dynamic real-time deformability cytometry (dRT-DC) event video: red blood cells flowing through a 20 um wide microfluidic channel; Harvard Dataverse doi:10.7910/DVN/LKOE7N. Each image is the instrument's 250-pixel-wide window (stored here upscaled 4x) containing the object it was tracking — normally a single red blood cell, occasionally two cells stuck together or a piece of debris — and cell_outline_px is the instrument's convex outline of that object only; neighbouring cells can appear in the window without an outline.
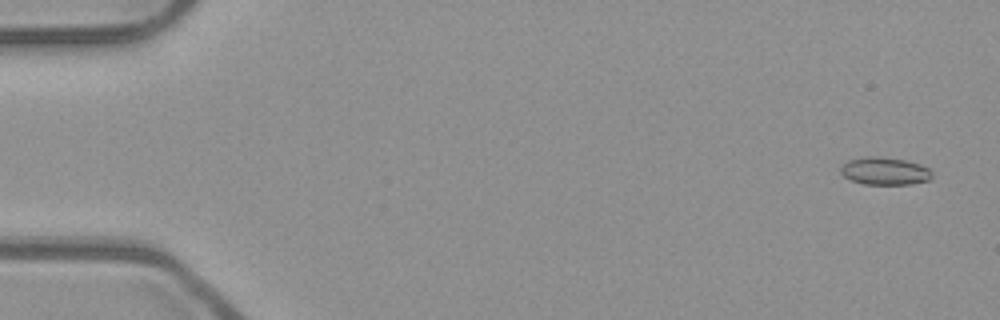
{"species": "common noctule bat (a hibernating species)", "species_latin": "Nyctalus noctula", "temperature_condition": "room temperature", "stored_images_in_passage": 53, "camera_frame_rate_fps": 3000, "um_per_image_px": 0.085, "animal": {"sex": "male", "body_mass_g": 23.1, "forearm_length_mm": 52.7}, "frame": {"image": 1, "passage_image": 3, "time_ms": 0.667, "image_size_px": [1000, 320], "cell_outline_px": [[932, 176], [928, 180], [912, 184], [864, 184], [852, 180], [844, 176], [840, 172], [840, 168], [848, 160], [864, 156], [880, 156], [904, 160], [920, 164], [928, 168], [932, 172]], "centroid_in_image_um": [75.2, 14.53], "position_along_channel_um": 9.8, "area_um2": 14.68}}
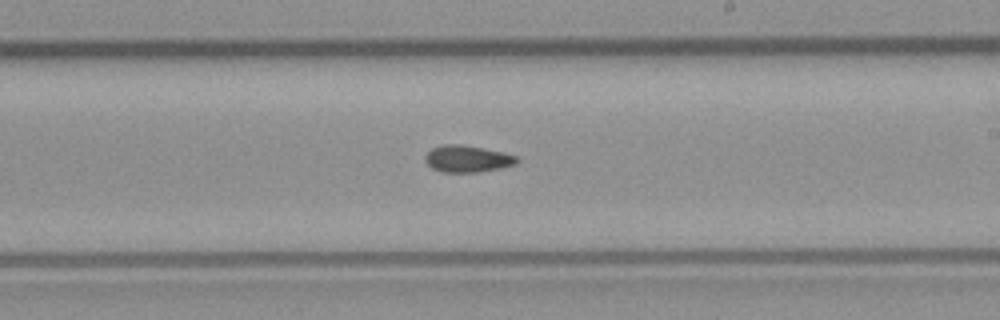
{"frame": {"image": 2, "passage_image": 32, "time_ms": 10.333, "image_size_px": [1000, 320], "cell_outline_px": [[520, 160], [516, 164], [500, 168], [476, 172], [440, 172], [432, 168], [424, 160], [424, 156], [432, 148], [444, 144], [460, 144], [484, 148], [504, 152], [516, 156]], "centroid_in_image_um": [39.72, 13.49], "position_along_channel_um": 249.3, "area_um2": 14.39}}
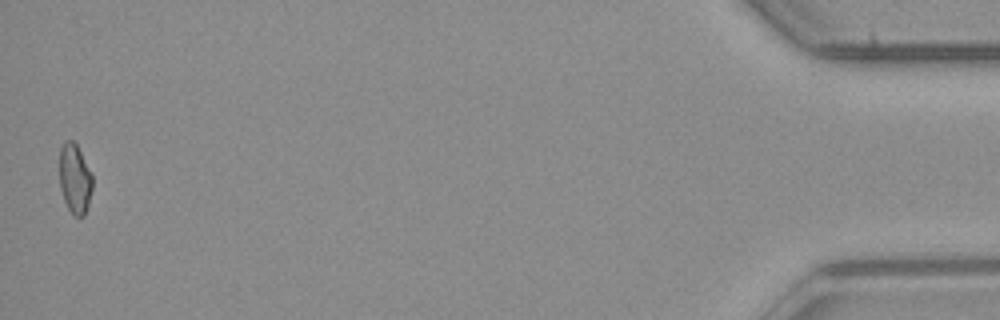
{"frame": {"image": 3, "passage_image": 53, "time_ms": 17.333, "image_size_px": [1000, 320], "cell_outline_px": [[92, 188], [88, 204], [84, 216], [76, 216], [68, 208], [64, 200], [60, 188], [60, 148], [64, 140], [72, 140], [76, 144], [92, 176]], "centroid_in_image_um": [6.34, 15.18], "position_along_channel_um": 428.9, "area_um2": 13.12}, "authors_computed_cell_mechanics": {"area_um2": 14.1032, "velocity_mm_per_s": 3.9605, "shape_relaxation_time_tau1_ms": null, "shape_relaxation_time_tau2_ms": 8.1496, "deformation_change_tau1": null, "deformation_change_tau2": 0.136}}